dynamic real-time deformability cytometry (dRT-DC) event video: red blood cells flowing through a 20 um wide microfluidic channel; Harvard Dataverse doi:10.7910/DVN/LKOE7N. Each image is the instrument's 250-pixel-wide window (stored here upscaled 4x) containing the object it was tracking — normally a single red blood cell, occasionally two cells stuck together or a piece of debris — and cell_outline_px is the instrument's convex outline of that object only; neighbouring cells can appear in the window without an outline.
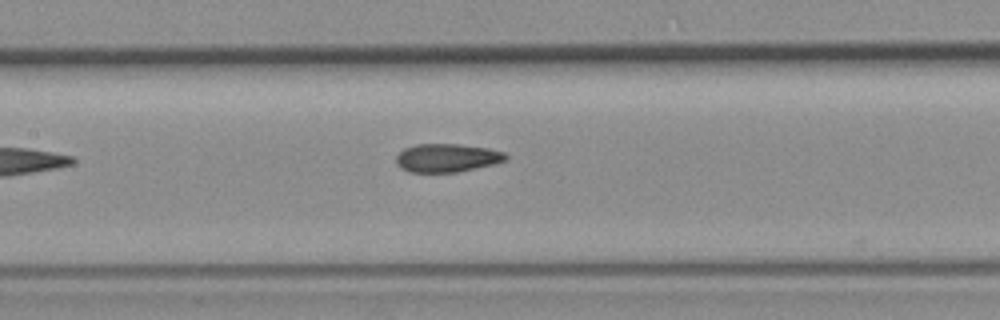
{"species": "common noctule bat (a hibernating species)", "species_latin": "Nyctalus noctula", "temperature_condition": "room temperature", "stored_images_in_passage": 7, "camera_frame_rate_fps": 3000, "um_per_image_px": 0.085, "animal": {"sex": "female", "body_mass_g": 19.3, "forearm_length_mm": 54.1}, "frame": {"image": 1, "passage_image": 7, "time_ms": 7.0, "image_size_px": [1000, 320], "cell_outline_px": [[508, 160], [492, 164], [456, 172], [408, 172], [400, 168], [396, 164], [396, 156], [404, 148], [416, 144], [456, 144], [488, 148], [504, 152], [508, 156]], "centroid_in_image_um": [37.97, 13.42], "position_along_channel_um": 169.4, "area_um2": 18.09}}